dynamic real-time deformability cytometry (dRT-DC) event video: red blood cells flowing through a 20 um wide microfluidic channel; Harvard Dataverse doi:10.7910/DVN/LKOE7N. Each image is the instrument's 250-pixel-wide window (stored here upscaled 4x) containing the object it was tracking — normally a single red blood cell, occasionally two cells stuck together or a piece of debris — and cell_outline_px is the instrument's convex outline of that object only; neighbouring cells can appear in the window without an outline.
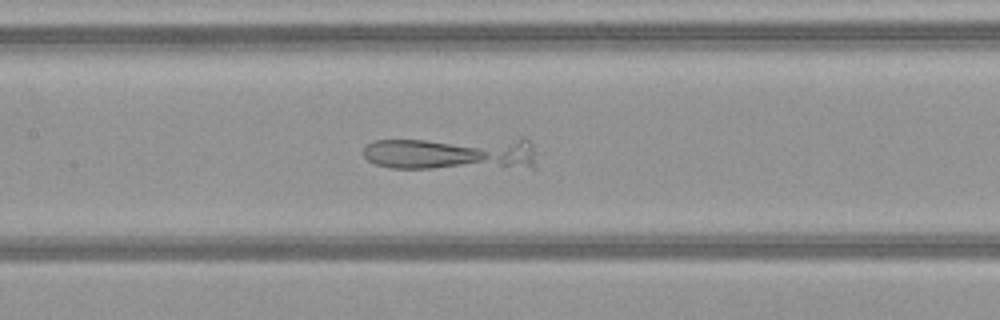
{"species": "common noctule bat (a hibernating species)", "species_latin": "Nyctalus noctula", "temperature_condition": "warm", "stored_images_in_passage": 51, "camera_frame_rate_fps": 3000, "um_per_image_px": 0.085, "animal": {"sex": "female", "body_mass_g": 21.9}, "frame": {"image": 1, "passage_image": 25, "time_ms": 8.0, "image_size_px": [1000, 320], "cell_outline_px": [[536, 168], [392, 168], [376, 164], [368, 160], [364, 156], [364, 148], [368, 144], [376, 140], [520, 136], [524, 136], [532, 144], [536, 164]], "centroid_in_image_um": [38.52, 13.0], "position_along_channel_um": 168.9, "area_um2": 35.43}}